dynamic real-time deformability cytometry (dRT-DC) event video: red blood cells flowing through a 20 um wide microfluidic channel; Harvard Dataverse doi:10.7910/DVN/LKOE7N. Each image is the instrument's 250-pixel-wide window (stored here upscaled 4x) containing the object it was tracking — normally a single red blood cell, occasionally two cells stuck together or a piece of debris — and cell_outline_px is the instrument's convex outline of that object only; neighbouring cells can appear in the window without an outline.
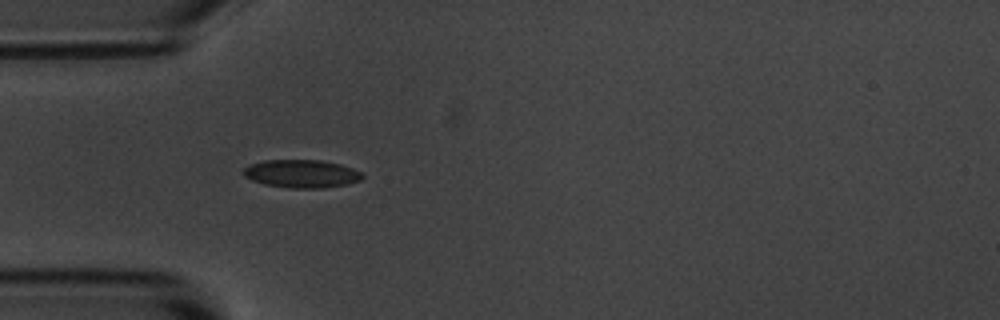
{"species": "common noctule bat (a hibernating species)", "species_latin": "Nyctalus noctula", "temperature_condition": "room temperature", "stored_images_in_passage": 40, "camera_frame_rate_fps": 3000, "um_per_image_px": 0.085, "animal": {"sex": "male", "body_mass_g": 20.1, "forearm_length_mm": 53.5}, "frame": {"image": 1, "passage_image": 1, "time_ms": 0.0, "image_size_px": [1000, 320], "cell_outline_px": [[364, 176], [360, 180], [348, 184], [324, 188], [292, 188], [264, 184], [252, 180], [244, 176], [244, 168], [248, 164], [264, 160], [320, 160], [340, 164], [364, 172]], "centroid_in_image_um": [25.66, 14.76], "position_along_channel_um": 59.3, "area_um2": 19.54}}
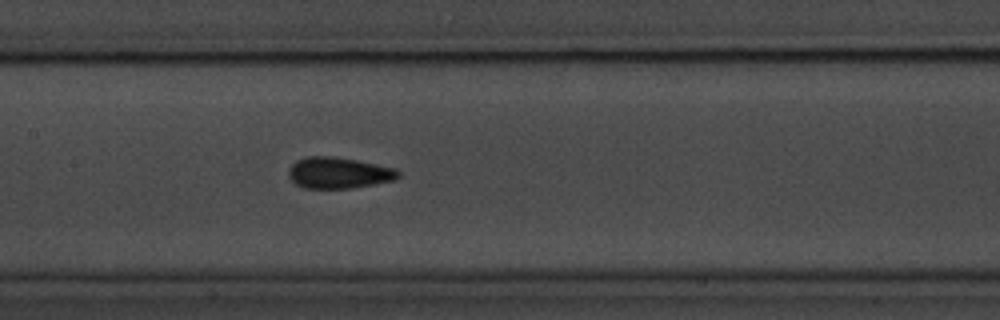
{"frame": {"image": 2, "passage_image": 11, "time_ms": 3.333, "image_size_px": [1000, 320], "cell_outline_px": [[400, 176], [396, 180], [352, 188], [304, 188], [296, 184], [288, 176], [288, 168], [296, 160], [308, 156], [328, 156], [356, 160], [396, 168], [400, 172]], "centroid_in_image_um": [28.79, 14.69], "position_along_channel_um": 178.6, "area_um2": 20.0}}
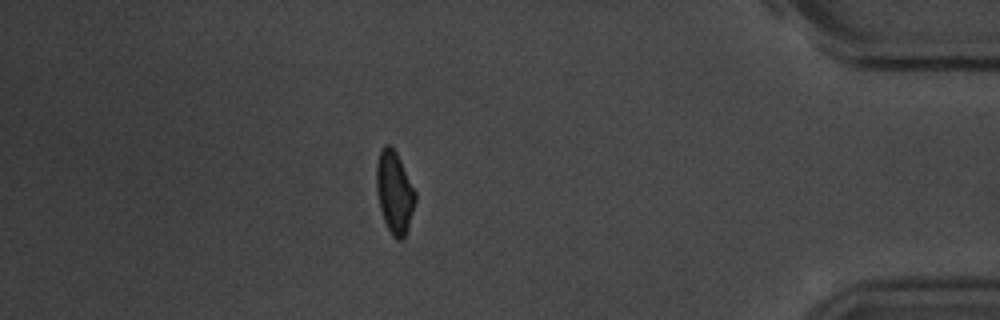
{"frame": {"image": 3, "passage_image": 33, "time_ms": 10.667, "image_size_px": [1000, 320], "cell_outline_px": [[416, 200], [408, 228], [404, 236], [400, 240], [396, 240], [392, 236], [384, 220], [380, 208], [376, 192], [376, 164], [380, 148], [384, 144], [388, 144], [396, 152], [416, 192]], "centroid_in_image_um": [33.51, 16.33], "position_along_channel_um": 401.7, "area_um2": 18.61}, "authors_computed_cell_mechanics": {"area_um2": 19.1318, "velocity_mm_per_s": 3.6169, "shape_relaxation_time_tau1_ms": 3.3036, "shape_relaxation_time_tau2_ms": 1.3743, "deformation_change_tau1": 0.0908, "deformation_change_tau2": 0.0447}}